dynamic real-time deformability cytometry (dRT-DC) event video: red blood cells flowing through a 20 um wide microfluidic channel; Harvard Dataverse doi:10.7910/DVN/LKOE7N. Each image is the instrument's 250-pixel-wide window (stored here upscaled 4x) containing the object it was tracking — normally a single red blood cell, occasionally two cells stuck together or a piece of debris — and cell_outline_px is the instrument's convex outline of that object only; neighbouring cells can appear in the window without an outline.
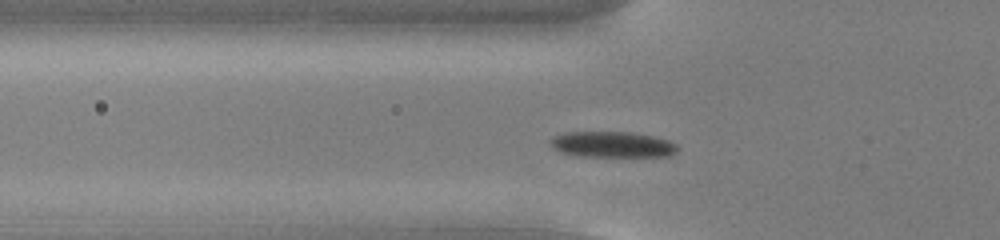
{"species": "common noctule bat (a hibernating species)", "species_latin": "Nyctalus noctula", "temperature_condition": "cold", "stored_images_in_passage": 46, "camera_frame_rate_fps": 3000, "um_per_image_px": 0.085, "animal": {"sex": "male", "body_mass_g": 13.0, "forearm_length_mm": 53.1}, "frame": {"image": 1, "passage_image": 10, "time_ms": 3.0, "image_size_px": [1000, 240], "cell_outline_px": [[680, 148], [672, 156], [576, 156], [560, 152], [552, 148], [548, 144], [548, 140], [552, 136], [568, 132], [632, 132], [652, 136], [668, 140], [676, 144]], "centroid_in_image_um": [52.01, 12.28], "position_along_channel_um": 73.8, "area_um2": 19.42}}
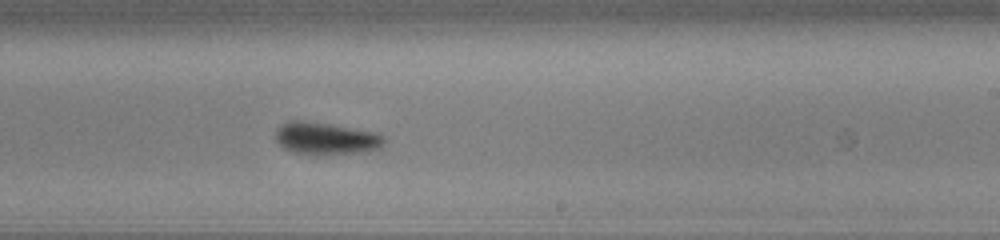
{"frame": {"image": 2, "passage_image": 25, "time_ms": 8.0, "image_size_px": [1000, 240], "cell_outline_px": [[384, 140], [380, 148], [364, 152], [320, 156], [308, 156], [292, 152], [284, 148], [276, 140], [276, 128], [288, 120], [300, 120], [328, 124], [376, 132], [384, 136]], "centroid_in_image_um": [27.67, 11.8], "position_along_channel_um": 261.3, "area_um2": 20.81}}
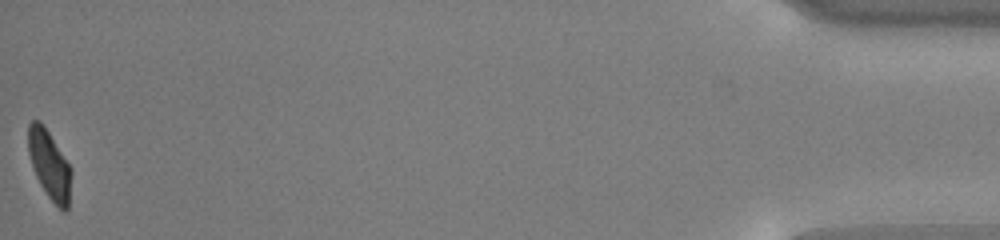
{"frame": {"image": 3, "passage_image": 46, "time_ms": 15.0, "image_size_px": [1000, 240], "cell_outline_px": [[72, 172], [68, 208], [64, 212], [48, 196], [40, 184], [36, 176], [28, 152], [28, 124], [32, 120], [40, 120], [72, 168]], "centroid_in_image_um": [4.21, 13.99], "position_along_channel_um": 431.0, "area_um2": 17.05}, "authors_computed_cell_mechanics": {"area_um2": 19.6231, "velocity_mm_per_s": 3.7644, "shape_relaxation_time_tau1_ms": 2.6915, "shape_relaxation_time_tau2_ms": 2.1461, "deformation_change_tau1": 0.1295, "deformation_change_tau2": 0.0816}}